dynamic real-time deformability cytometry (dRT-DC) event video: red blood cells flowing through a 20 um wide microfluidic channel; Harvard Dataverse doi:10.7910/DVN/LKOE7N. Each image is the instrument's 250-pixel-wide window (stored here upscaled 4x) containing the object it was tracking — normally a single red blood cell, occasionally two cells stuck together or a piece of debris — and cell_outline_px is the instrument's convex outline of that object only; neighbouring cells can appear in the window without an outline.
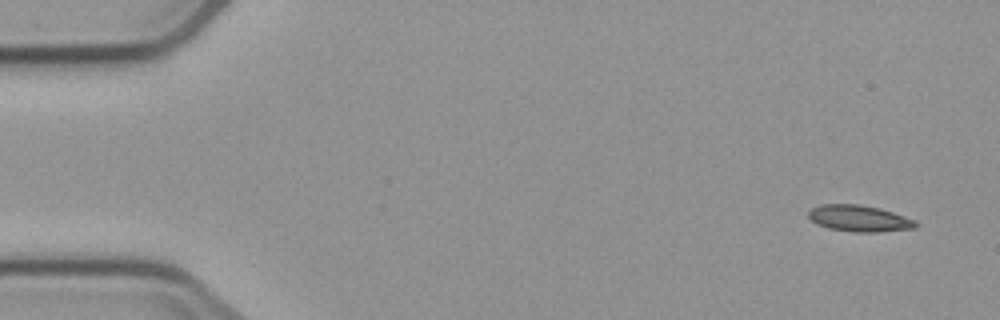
{"species": "common noctule bat (a hibernating species)", "species_latin": "Nyctalus noctula", "temperature_condition": "cold", "stored_images_in_passage": 5, "camera_frame_rate_fps": 3000, "um_per_image_px": 0.085, "animal": {"sex": "male", "body_mass_g": 23.1, "forearm_length_mm": 52.7}, "frame": {"image": 1, "passage_image": 1, "time_ms": 0.0, "image_size_px": [1000, 320], "cell_outline_px": [[920, 224], [916, 228], [876, 232], [852, 232], [828, 228], [816, 224], [808, 216], [808, 212], [812, 208], [820, 204], [860, 204], [880, 208], [916, 220]], "centroid_in_image_um": [73.05, 18.56], "position_along_channel_um": 12.0, "area_um2": 16.65}}
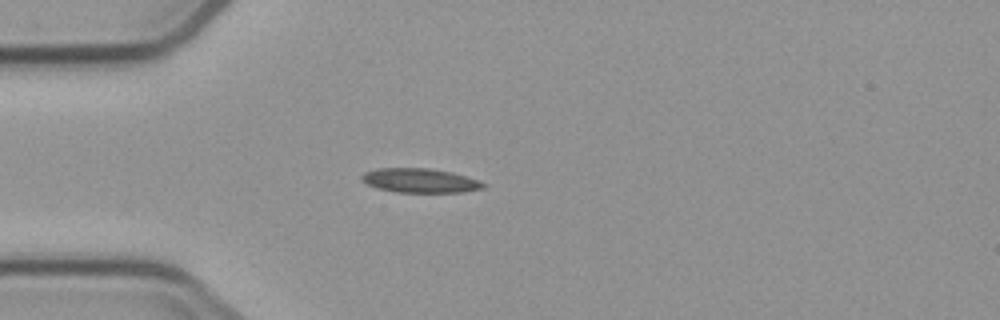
{"frame": {"image": 2, "passage_image": 4, "time_ms": 4.0, "image_size_px": [1000, 320], "cell_outline_px": [[484, 188], [464, 192], [396, 192], [376, 188], [360, 180], [360, 176], [364, 172], [380, 168], [428, 168], [452, 172], [476, 180], [484, 184]], "centroid_in_image_um": [35.64, 15.35], "position_along_channel_um": 49.4, "area_um2": 17.05}}